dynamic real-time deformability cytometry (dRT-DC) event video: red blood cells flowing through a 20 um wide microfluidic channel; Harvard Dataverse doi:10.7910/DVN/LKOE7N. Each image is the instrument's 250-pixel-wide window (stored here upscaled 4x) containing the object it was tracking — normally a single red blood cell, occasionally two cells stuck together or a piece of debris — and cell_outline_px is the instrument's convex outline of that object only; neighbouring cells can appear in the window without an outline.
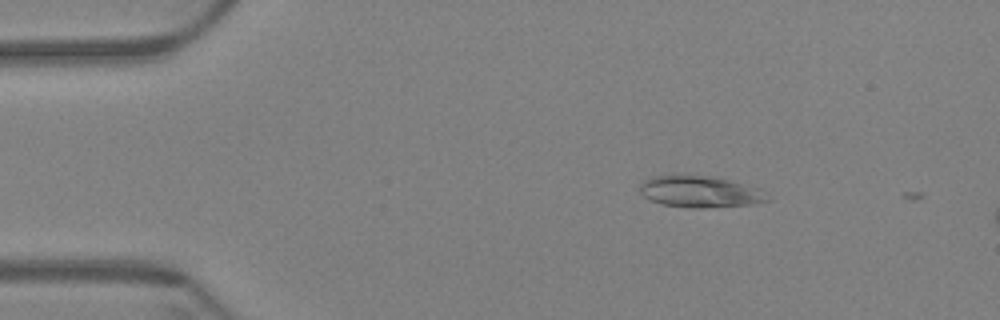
{"species": "Egyptian fruit bat (a non-hibernating species)", "species_latin": "Rousettus aegyptiacus", "temperature_condition": "warm", "stored_images_in_passage": 5, "camera_frame_rate_fps": 3000, "um_per_image_px": 0.085, "animal": {"sex": "female"}, "frame": {"image": 1, "passage_image": 2, "time_ms": 0.333, "image_size_px": [1000, 320], "cell_outline_px": [[768, 200], [756, 204], [700, 208], [692, 208], [664, 204], [652, 200], [644, 196], [640, 192], [640, 184], [644, 180], [652, 176], [672, 172], [680, 172], [716, 176], [760, 188]], "centroid_in_image_um": [59.45, 16.23], "position_along_channel_um": 25.6, "area_um2": 24.16}}